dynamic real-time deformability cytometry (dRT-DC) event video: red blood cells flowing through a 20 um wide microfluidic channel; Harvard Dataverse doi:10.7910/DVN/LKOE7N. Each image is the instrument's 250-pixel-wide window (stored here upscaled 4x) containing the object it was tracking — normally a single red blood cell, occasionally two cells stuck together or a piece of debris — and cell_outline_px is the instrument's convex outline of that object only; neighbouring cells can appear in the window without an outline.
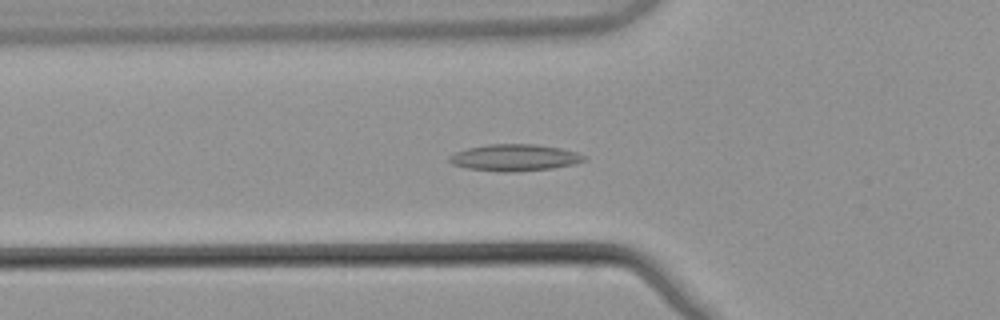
{"species": "common noctule bat (a hibernating species)", "species_latin": "Nyctalus noctula", "temperature_condition": "warm", "stored_images_in_passage": 42, "camera_frame_rate_fps": 3000, "um_per_image_px": 0.085, "animal": {"sex": "male", "body_mass_g": 21.5, "forearm_length_mm": 52.0}, "frame": {"image": 1, "passage_image": 11, "time_ms": 3.333, "image_size_px": [1000, 320], "cell_outline_px": [[588, 160], [576, 164], [552, 168], [512, 172], [500, 172], [468, 168], [452, 164], [448, 160], [448, 156], [456, 152], [468, 148], [488, 144], [536, 144], [560, 148], [576, 152], [588, 156]], "centroid_in_image_um": [43.78, 13.4], "position_along_channel_um": 82.0, "area_um2": 21.1}}
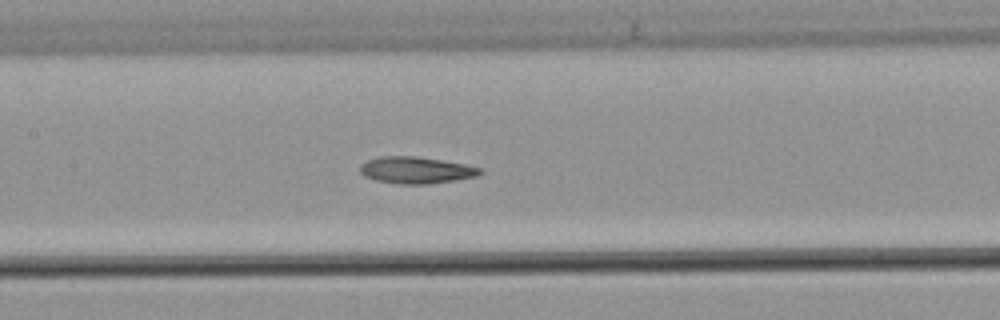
{"frame": {"image": 2, "passage_image": 18, "time_ms": 5.667, "image_size_px": [1000, 320], "cell_outline_px": [[484, 172], [476, 176], [428, 184], [400, 184], [376, 180], [364, 176], [360, 172], [360, 168], [368, 160], [380, 156], [416, 156], [464, 164], [484, 168]], "centroid_in_image_um": [35.39, 14.46], "position_along_channel_um": 172.0, "area_um2": 18.5}}
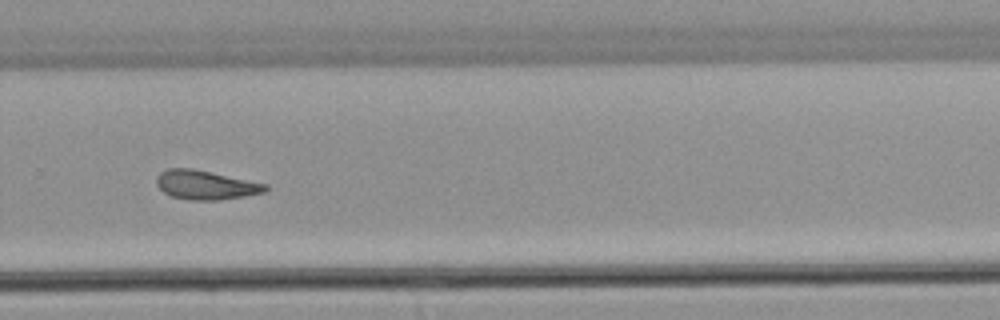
{"frame": {"image": 3, "passage_image": 29, "time_ms": 9.333, "image_size_px": [1000, 320], "cell_outline_px": [[268, 188], [264, 192], [244, 196], [220, 200], [188, 200], [172, 196], [164, 192], [156, 184], [156, 176], [160, 172], [168, 168], [192, 168], [268, 184]], "centroid_in_image_um": [17.46, 15.72], "position_along_channel_um": 312.3, "area_um2": 18.44}, "authors_computed_cell_mechanics": {"area_um2": 19.1029, "velocity_mm_per_s": 3.8343, "shape_relaxation_time_tau1_ms": null, "shape_relaxation_time_tau2_ms": 4.5847, "deformation_change_tau1": null, "deformation_change_tau2": 0.1288}}